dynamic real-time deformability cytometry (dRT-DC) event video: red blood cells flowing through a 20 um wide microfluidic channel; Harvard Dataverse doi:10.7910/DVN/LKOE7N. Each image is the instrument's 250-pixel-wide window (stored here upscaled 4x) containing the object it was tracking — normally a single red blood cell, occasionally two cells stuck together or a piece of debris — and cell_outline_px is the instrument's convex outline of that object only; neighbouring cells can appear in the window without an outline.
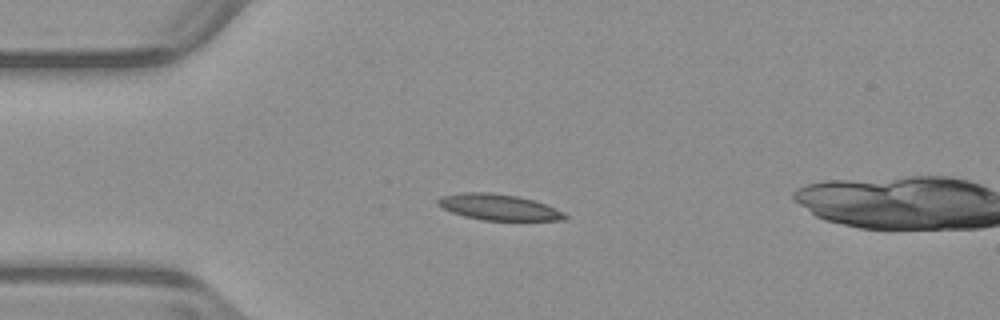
{"species": "common noctule bat (a hibernating species)", "species_latin": "Nyctalus noctula", "temperature_condition": "warm", "stored_images_in_passage": 8, "camera_frame_rate_fps": 3000, "um_per_image_px": 0.085, "animal": {"sex": "male", "body_mass_g": 23.1, "forearm_length_mm": 52.7}, "frame": {"image": 1, "passage_image": 1, "time_ms": 0.0, "image_size_px": [1000, 320], "cell_outline_px": [[568, 216], [564, 220], [484, 220], [464, 216], [452, 212], [436, 204], [436, 200], [440, 196], [460, 192], [488, 192], [516, 196], [532, 200], [544, 204], [564, 212]], "centroid_in_image_um": [42.34, 17.6], "position_along_channel_um": 42.7, "area_um2": 19.07}}
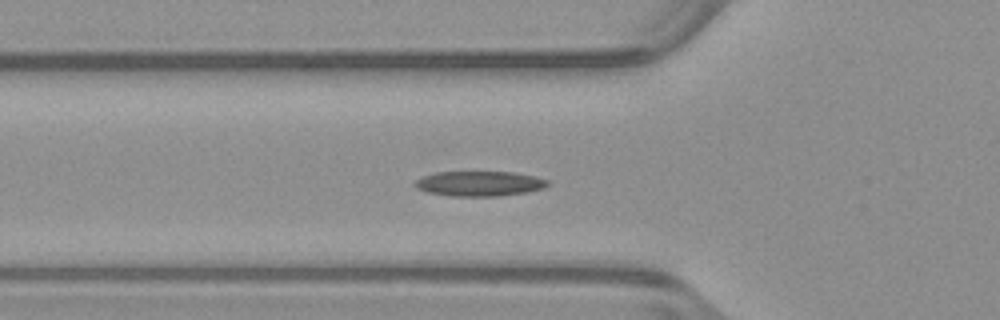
{"frame": {"image": 2, "passage_image": 6, "time_ms": 1.667, "image_size_px": [1000, 320], "cell_outline_px": [[552, 184], [544, 188], [528, 192], [500, 196], [452, 196], [424, 192], [416, 188], [412, 184], [420, 176], [436, 172], [512, 172], [536, 176], [548, 180]], "centroid_in_image_um": [40.74, 15.61], "position_along_channel_um": 85.1, "area_um2": 19.71}}